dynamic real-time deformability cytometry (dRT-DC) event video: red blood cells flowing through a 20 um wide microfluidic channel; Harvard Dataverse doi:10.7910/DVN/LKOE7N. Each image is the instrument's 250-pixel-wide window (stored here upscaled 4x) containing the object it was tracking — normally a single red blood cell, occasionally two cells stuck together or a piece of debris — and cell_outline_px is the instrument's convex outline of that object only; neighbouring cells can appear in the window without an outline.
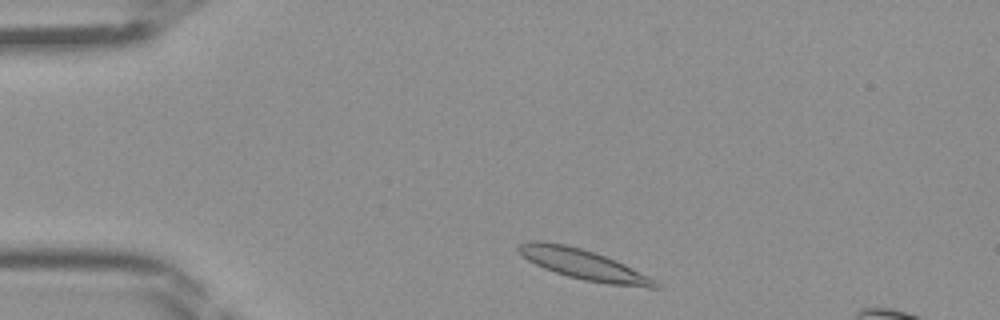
{"species": "Egyptian fruit bat (a non-hibernating species)", "species_latin": "Rousettus aegyptiacus", "temperature_condition": "room temperature", "stored_images_in_passage": 39, "camera_frame_rate_fps": 3000, "um_per_image_px": 0.085, "frame": {"image": 1, "passage_image": 2, "time_ms": 0.333, "image_size_px": [1000, 320], "cell_outline_px": [[660, 288], [648, 288], [608, 284], [584, 280], [568, 276], [544, 268], [528, 260], [516, 248], [520, 244], [528, 240], [540, 240], [564, 244], [580, 248], [616, 260], [656, 280], [660, 284]], "centroid_in_image_um": [49.61, 22.48], "position_along_channel_um": 35.4, "area_um2": 23.81}}
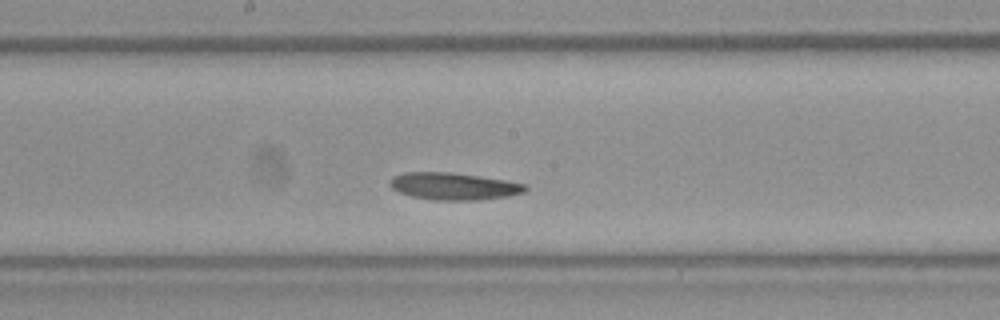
{"frame": {"image": 2, "passage_image": 17, "time_ms": 5.333, "image_size_px": [1000, 320], "cell_outline_px": [[528, 188], [524, 192], [508, 196], [476, 200], [432, 200], [412, 196], [400, 192], [392, 188], [388, 180], [392, 176], [404, 172], [448, 172], [480, 176], [528, 184]], "centroid_in_image_um": [38.56, 15.82], "position_along_channel_um": 209.6, "area_um2": 21.44}}
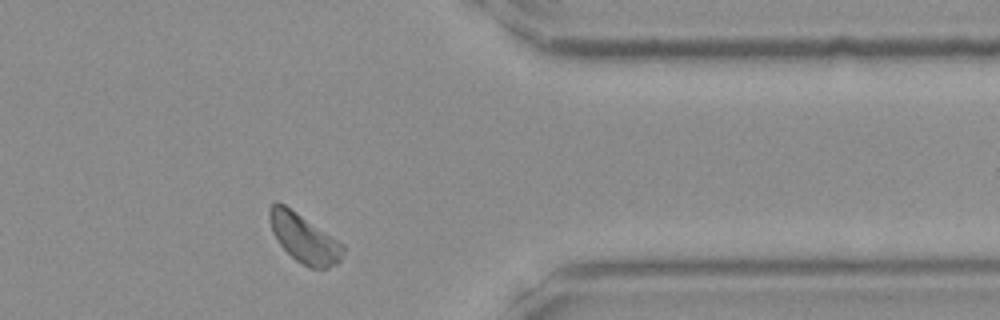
{"frame": {"image": 3, "passage_image": 30, "time_ms": 9.667, "image_size_px": [1000, 320], "cell_outline_px": [[344, 252], [340, 260], [336, 264], [328, 268], [308, 268], [296, 260], [280, 244], [272, 232], [268, 220], [268, 208], [276, 200], [284, 204], [344, 244]], "centroid_in_image_um": [25.82, 20.24], "position_along_channel_um": 385.6, "area_um2": 20.81}}